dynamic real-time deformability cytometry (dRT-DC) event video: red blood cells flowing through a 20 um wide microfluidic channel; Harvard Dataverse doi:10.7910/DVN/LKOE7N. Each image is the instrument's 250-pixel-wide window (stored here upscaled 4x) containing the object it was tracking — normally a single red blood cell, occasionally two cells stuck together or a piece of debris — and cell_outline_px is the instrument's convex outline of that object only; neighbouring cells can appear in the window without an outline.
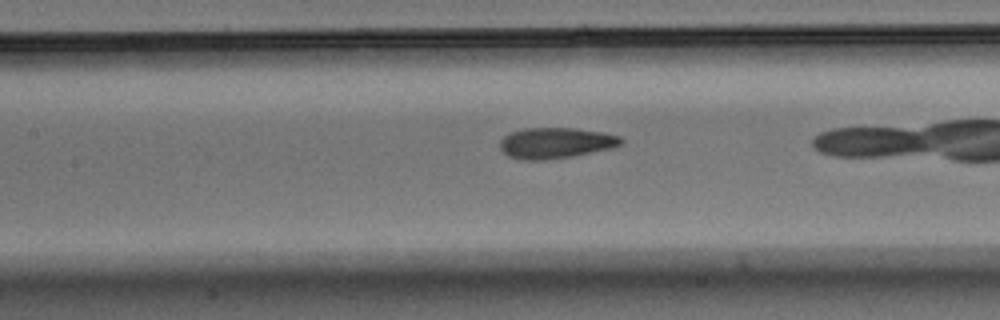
{"species": "Egyptian fruit bat (a non-hibernating species)", "species_latin": "Rousettus aegyptiacus", "temperature_condition": "warm", "stored_images_in_passage": 40, "camera_frame_rate_fps": 3000, "um_per_image_px": 0.085, "animal": {"sex": "male"}, "frame": {"image": 1, "passage_image": 22, "time_ms": 7.0, "image_size_px": [1000, 320], "cell_outline_px": [[624, 140], [620, 144], [608, 148], [572, 156], [548, 160], [524, 160], [508, 156], [500, 148], [500, 140], [504, 136], [512, 132], [524, 128], [576, 128], [604, 132], [620, 136]], "centroid_in_image_um": [47.21, 12.14], "position_along_channel_um": 160.2, "area_um2": 21.62}}
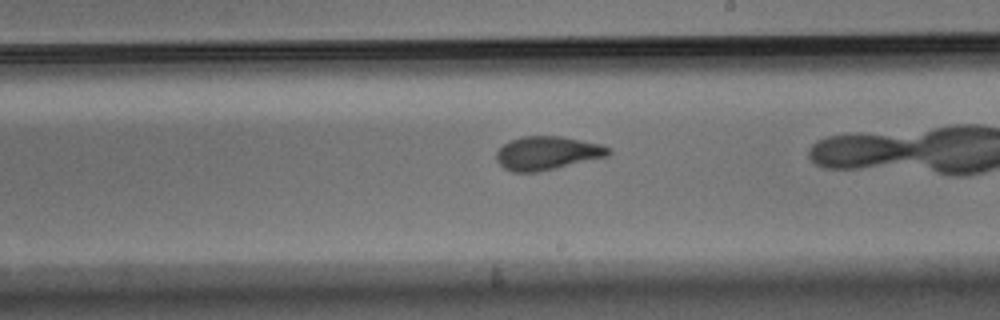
{"frame": {"image": 2, "passage_image": 29, "time_ms": 9.333, "image_size_px": [1000, 320], "cell_outline_px": [[612, 152], [608, 156], [556, 168], [536, 172], [512, 172], [504, 168], [496, 160], [496, 152], [504, 144], [512, 140], [524, 136], [560, 136], [600, 144], [612, 148]], "centroid_in_image_um": [46.53, 13.02], "position_along_channel_um": 242.5, "area_um2": 21.79}}
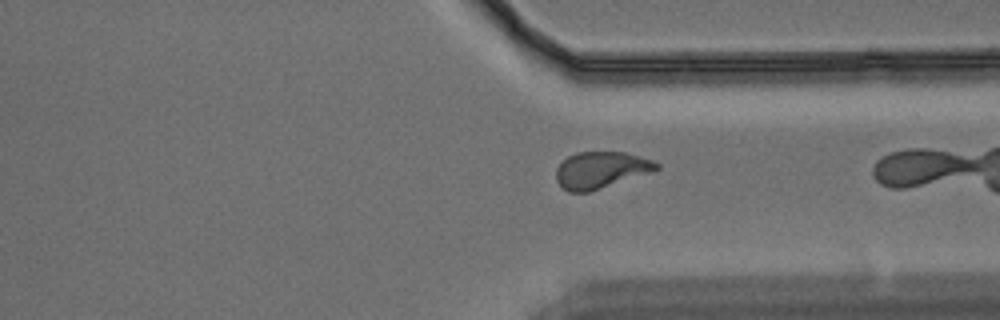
{"frame": {"image": 3, "passage_image": 39, "time_ms": 12.667, "image_size_px": [1000, 320], "cell_outline_px": [[660, 168], [652, 172], [588, 192], [568, 192], [556, 180], [556, 168], [568, 156], [576, 152], [624, 152], [640, 156], [652, 160], [660, 164]], "centroid_in_image_um": [51.08, 14.44], "position_along_channel_um": 360.3, "area_um2": 21.33}}